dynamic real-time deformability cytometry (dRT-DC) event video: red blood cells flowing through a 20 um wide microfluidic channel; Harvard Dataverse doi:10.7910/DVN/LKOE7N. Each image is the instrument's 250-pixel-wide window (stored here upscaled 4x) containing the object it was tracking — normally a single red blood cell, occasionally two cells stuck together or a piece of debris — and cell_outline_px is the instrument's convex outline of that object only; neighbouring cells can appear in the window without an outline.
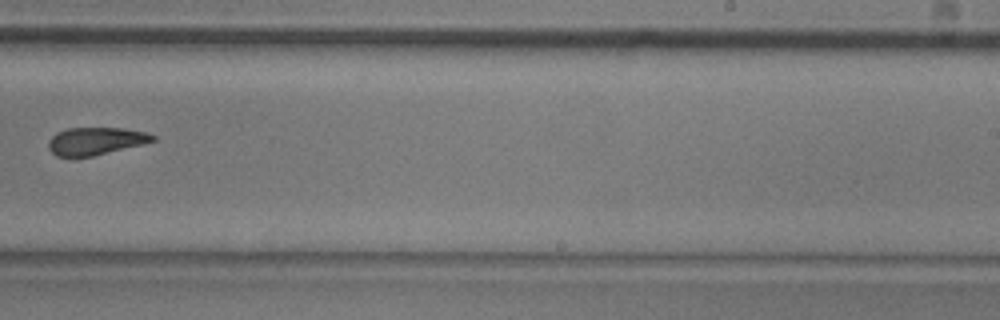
{"species": "common noctule bat (a hibernating species)", "species_latin": "Nyctalus noctula", "temperature_condition": "room temperature", "stored_images_in_passage": 10, "camera_frame_rate_fps": 3000, "um_per_image_px": 0.085, "animal": {"sex": "male", "body_mass_g": 20.5, "forearm_length_mm": 52.5}, "frame": {"image": 1, "passage_image": 9, "time_ms": 2.667, "image_size_px": [1000, 320], "cell_outline_px": [[156, 140], [144, 144], [92, 156], [56, 156], [48, 148], [48, 140], [56, 132], [68, 128], [124, 128], [144, 132], [156, 136]], "centroid_in_image_um": [8.12, 11.98], "position_along_channel_um": 280.9, "area_um2": 16.7}}